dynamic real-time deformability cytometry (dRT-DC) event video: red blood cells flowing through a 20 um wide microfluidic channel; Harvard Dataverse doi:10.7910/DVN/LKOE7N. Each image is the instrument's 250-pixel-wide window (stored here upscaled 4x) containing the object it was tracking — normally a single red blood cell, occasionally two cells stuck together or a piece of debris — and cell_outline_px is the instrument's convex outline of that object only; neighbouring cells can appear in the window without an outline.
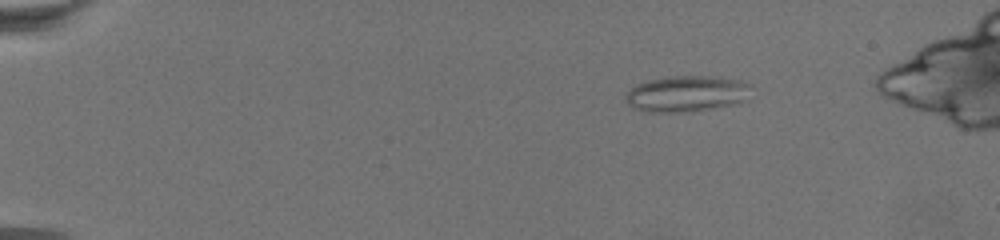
{"species": "common noctule bat (a hibernating species)", "species_latin": "Nyctalus noctula", "temperature_condition": "warm", "stored_images_in_passage": 62, "camera_frame_rate_fps": 3000, "um_per_image_px": 0.085, "animal": {"sex": "female", "body_mass_g": 19.5, "forearm_length_mm": 54.1}, "frame": {"image": 1, "passage_image": 2, "time_ms": 0.333, "image_size_px": [1000, 240], "cell_outline_px": [[752, 84], [740, 100], [728, 104], [688, 112], [644, 112], [632, 108], [624, 100], [624, 96], [636, 84], [648, 80], [676, 76], [700, 76], [732, 80]], "centroid_in_image_um": [58.18, 7.98], "position_along_channel_um": 26.8, "area_um2": 25.43}}
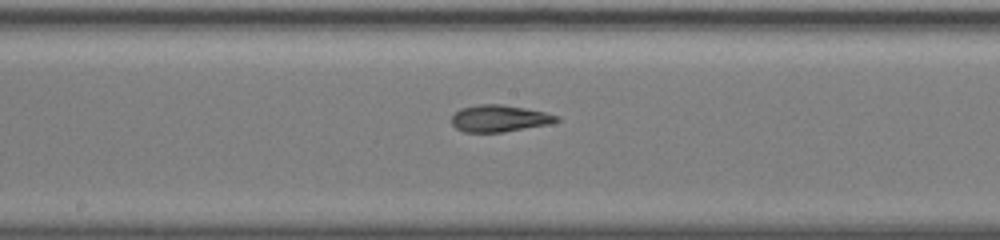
{"frame": {"image": 2, "passage_image": 31, "time_ms": 10.0, "image_size_px": [1000, 240], "cell_outline_px": [[560, 120], [548, 124], [504, 132], [464, 132], [456, 128], [452, 124], [452, 116], [460, 108], [480, 104], [504, 104], [544, 112], [560, 116]], "centroid_in_image_um": [42.44, 10.06], "position_along_channel_um": 205.8, "area_um2": 16.36}}
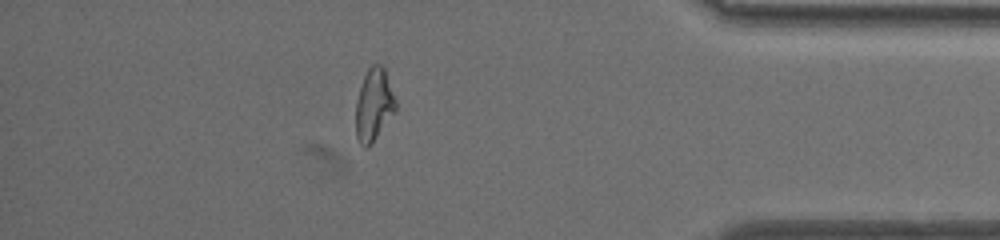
{"frame": {"image": 3, "passage_image": 54, "time_ms": 17.667, "image_size_px": [1000, 240], "cell_outline_px": [[396, 108], [372, 144], [368, 148], [364, 148], [360, 144], [356, 136], [356, 100], [364, 76], [368, 68], [372, 64], [380, 64], [384, 68], [396, 100]], "centroid_in_image_um": [31.76, 8.92], "position_along_channel_um": 403.4, "area_um2": 16.65}}